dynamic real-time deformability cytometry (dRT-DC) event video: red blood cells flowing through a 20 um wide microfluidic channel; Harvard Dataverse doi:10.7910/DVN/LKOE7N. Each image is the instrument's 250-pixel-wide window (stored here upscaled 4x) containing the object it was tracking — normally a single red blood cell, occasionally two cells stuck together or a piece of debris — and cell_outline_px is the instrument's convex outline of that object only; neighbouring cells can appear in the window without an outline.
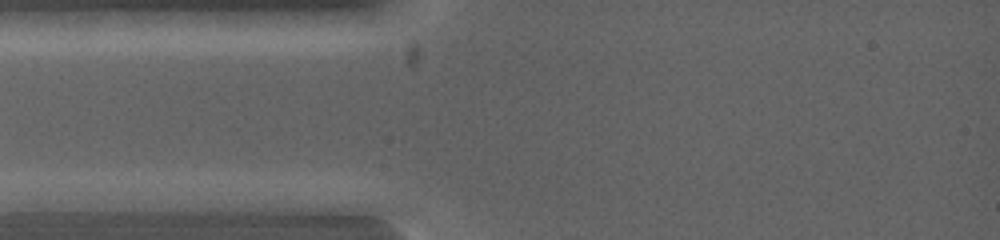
{"species": "common noctule bat (a hibernating species)", "species_latin": "Nyctalus noctula", "temperature_condition": "warm", "stored_images_in_passage": 5, "camera_frame_rate_fps": 5000, "um_per_image_px": 0.085, "animal": {"sex": "female", "body_mass_g": 19.0, "forearm_length_mm": 53.3}, "frame": {"image": 1, "passage_image": 1, "time_ms": 0.0, "image_size_px": [1000, 240], "cell_outline_px": [[124, 200], [96, 212], [44, 212], [12, 200], [36, 192], [80, 192]], "centroid_in_image_um": [5.68, 17.16], "position_along_channel_um": 79.3, "area_um2": 11.62}}